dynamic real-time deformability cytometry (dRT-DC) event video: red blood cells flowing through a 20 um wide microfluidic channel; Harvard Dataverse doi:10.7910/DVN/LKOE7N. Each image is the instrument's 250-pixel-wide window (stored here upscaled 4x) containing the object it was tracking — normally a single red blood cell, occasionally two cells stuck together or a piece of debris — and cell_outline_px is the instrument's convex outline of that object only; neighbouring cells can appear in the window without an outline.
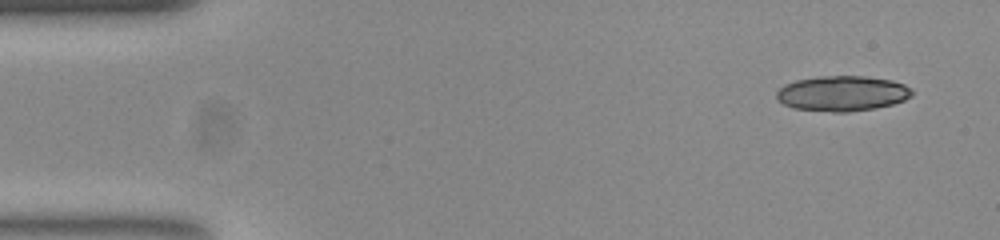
{"species": "common noctule bat (a hibernating species)", "species_latin": "Nyctalus noctula", "temperature_condition": "room temperature", "stored_images_in_passage": 15, "camera_frame_rate_fps": 3000, "um_per_image_px": 0.085, "animal": {"sex": "female", "body_mass_g": 23.0, "forearm_length_mm": 53.4}, "frame": {"image": 1, "passage_image": 1, "time_ms": 0.0, "image_size_px": [1000, 240], "cell_outline_px": [[912, 96], [904, 100], [892, 104], [872, 108], [848, 112], [832, 112], [792, 108], [784, 104], [776, 96], [776, 92], [784, 84], [796, 80], [820, 76], [864, 76], [892, 80], [904, 84], [912, 88]], "centroid_in_image_um": [71.59, 7.93], "position_along_channel_um": 13.4, "area_um2": 27.8}}
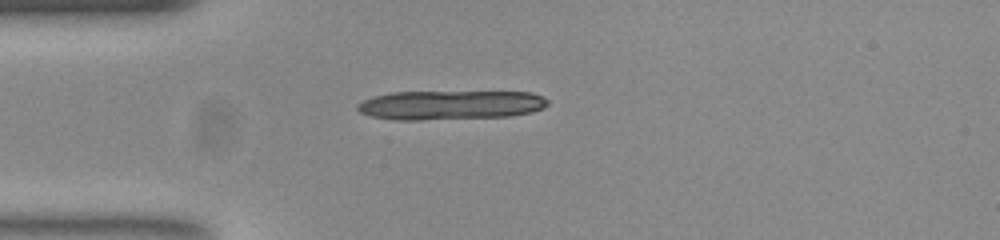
{"frame": {"image": 2, "passage_image": 11, "time_ms": 3.333, "image_size_px": [1000, 240], "cell_outline_px": [[548, 104], [544, 108], [532, 112], [512, 116], [420, 120], [392, 120], [372, 116], [360, 112], [356, 108], [356, 104], [372, 96], [392, 92], [532, 92], [544, 96], [548, 100]], "centroid_in_image_um": [38.3, 8.93], "position_along_channel_um": 46.7, "area_um2": 32.71}}